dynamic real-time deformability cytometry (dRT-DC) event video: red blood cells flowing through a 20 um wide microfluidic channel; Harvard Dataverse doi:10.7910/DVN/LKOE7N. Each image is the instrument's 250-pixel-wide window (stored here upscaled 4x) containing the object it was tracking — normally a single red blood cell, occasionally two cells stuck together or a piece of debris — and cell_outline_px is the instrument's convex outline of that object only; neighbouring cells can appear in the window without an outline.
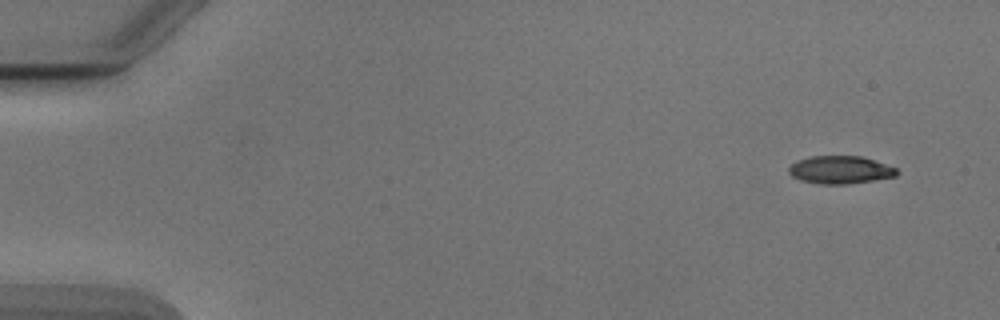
{"species": "Egyptian fruit bat (a non-hibernating species)", "species_latin": "Rousettus aegyptiacus", "temperature_condition": "cold", "stored_images_in_passage": 50, "camera_frame_rate_fps": 3000, "um_per_image_px": 0.085, "animal": {"sex": "male"}, "frame": {"image": 1, "passage_image": 1, "time_ms": 0.0, "image_size_px": [1000, 320], "cell_outline_px": [[900, 172], [896, 176], [848, 184], [820, 184], [800, 180], [792, 176], [788, 172], [788, 168], [796, 160], [812, 156], [860, 156], [896, 168]], "centroid_in_image_um": [71.39, 14.44], "position_along_channel_um": 13.6, "area_um2": 17.4}}
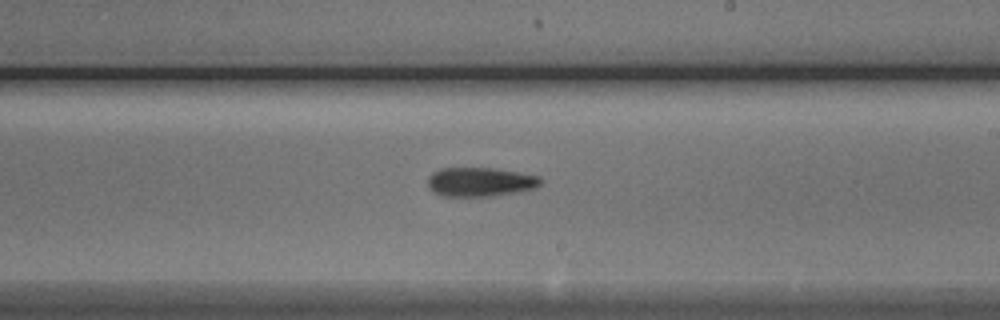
{"frame": {"image": 2, "passage_image": 29, "time_ms": 9.333, "image_size_px": [1000, 320], "cell_outline_px": [[544, 180], [536, 188], [516, 192], [492, 196], [444, 196], [436, 192], [428, 184], [428, 176], [432, 172], [440, 168], [492, 168], [520, 172], [540, 176]], "centroid_in_image_um": [40.87, 15.45], "position_along_channel_um": 248.1, "area_um2": 19.13}}
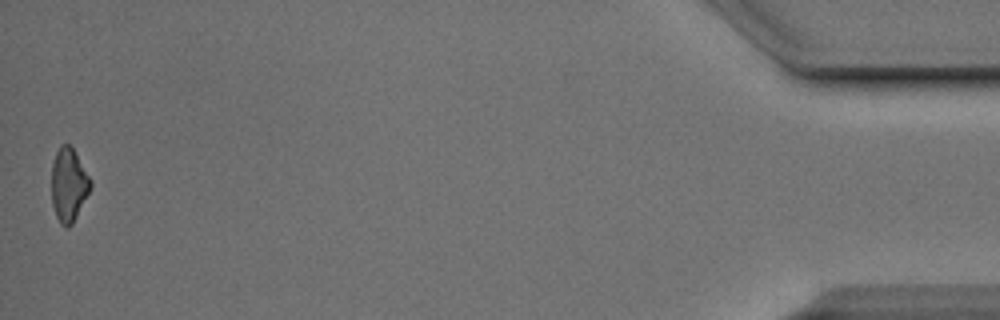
{"frame": {"image": 3, "passage_image": 50, "time_ms": 16.333, "image_size_px": [1000, 320], "cell_outline_px": [[92, 184], [72, 224], [68, 228], [64, 228], [60, 224], [56, 216], [52, 204], [52, 164], [56, 152], [60, 144], [68, 144], [72, 148], [92, 180]], "centroid_in_image_um": [5.82, 15.72], "position_along_channel_um": 429.4, "area_um2": 16.47}, "authors_computed_cell_mechanics": {"area_um2": 18.2648, "velocity_mm_per_s": 3.9019, "shape_relaxation_time_tau1_ms": 6.6959, "shape_relaxation_time_tau2_ms": null, "deformation_change_tau1": 0.1723, "deformation_change_tau2": null}}